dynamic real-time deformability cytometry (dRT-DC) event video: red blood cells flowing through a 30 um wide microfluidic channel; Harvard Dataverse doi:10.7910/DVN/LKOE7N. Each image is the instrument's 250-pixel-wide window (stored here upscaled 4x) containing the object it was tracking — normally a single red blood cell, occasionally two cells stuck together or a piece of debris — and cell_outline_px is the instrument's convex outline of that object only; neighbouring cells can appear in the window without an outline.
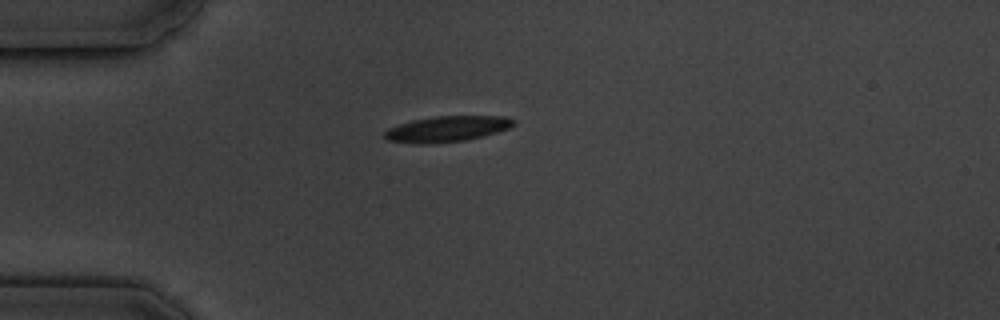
{"species": "common noctule bat (a hibernating species)", "species_latin": "Nyctalus noctula", "temperature_condition": "cold", "stored_images_in_passage": 2, "camera_frame_rate_fps": 3000, "um_per_image_px": 0.085, "animal": {"sex": "male", "body_mass_g": 19.5, "forearm_length_mm": 54.6}, "frame": {"image": 1, "passage_image": 1, "time_ms": 0.0, "image_size_px": [1000, 320], "cell_outline_px": [[516, 124], [508, 128], [484, 136], [464, 140], [428, 144], [416, 144], [388, 140], [384, 136], [384, 132], [388, 128], [412, 120], [436, 116], [504, 116], [516, 120]], "centroid_in_image_um": [38.0, 10.95], "position_along_channel_um": 47.0, "area_um2": 19.31}}